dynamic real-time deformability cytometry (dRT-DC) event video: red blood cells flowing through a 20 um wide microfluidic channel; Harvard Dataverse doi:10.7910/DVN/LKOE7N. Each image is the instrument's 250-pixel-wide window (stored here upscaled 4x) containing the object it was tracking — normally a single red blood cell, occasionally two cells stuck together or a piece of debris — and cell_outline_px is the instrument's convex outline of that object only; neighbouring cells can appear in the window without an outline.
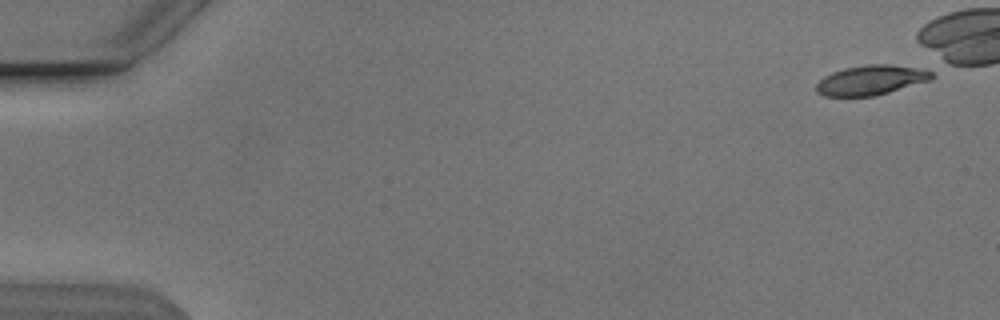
{"species": "Egyptian fruit bat (a non-hibernating species)", "species_latin": "Rousettus aegyptiacus", "temperature_condition": "cold", "stored_images_in_passage": 7, "camera_frame_rate_fps": 3000, "um_per_image_px": 0.085, "animal": {"sex": "male"}, "frame": {"image": 1, "passage_image": 1, "time_ms": 0.0, "image_size_px": [1000, 320], "cell_outline_px": [[932, 76], [928, 80], [888, 92], [872, 96], [824, 96], [816, 92], [816, 84], [824, 76], [832, 72], [844, 68], [868, 64], [888, 64], [916, 68], [932, 72]], "centroid_in_image_um": [73.95, 6.81], "position_along_channel_um": 11.1, "area_um2": 19.59}}